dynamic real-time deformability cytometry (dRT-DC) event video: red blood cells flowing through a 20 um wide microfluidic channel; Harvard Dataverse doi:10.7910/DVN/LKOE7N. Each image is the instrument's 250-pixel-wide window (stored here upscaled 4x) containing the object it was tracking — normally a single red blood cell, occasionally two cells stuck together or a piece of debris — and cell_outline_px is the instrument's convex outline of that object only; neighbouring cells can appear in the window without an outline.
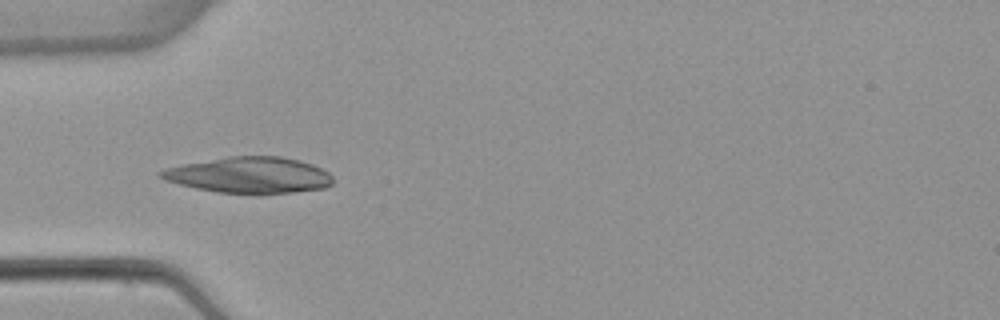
{"species": "common noctule bat (a hibernating species)", "species_latin": "Nyctalus noctula", "temperature_condition": "warm", "stored_images_in_passage": 7, "camera_frame_rate_fps": 3000, "um_per_image_px": 0.085, "animal": {"sex": "female", "body_mass_g": 22.7, "forearm_length_mm": 54.2}, "frame": {"image": 1, "passage_image": 4, "time_ms": 4.0, "image_size_px": [1000, 320], "cell_outline_px": [[332, 184], [324, 188], [292, 192], [216, 192], [196, 188], [164, 180], [156, 172], [164, 168], [184, 164], [228, 156], [280, 156], [300, 160], [312, 164], [328, 172], [332, 176]], "centroid_in_image_um": [21.17, 14.86], "position_along_channel_um": 63.8, "area_um2": 35.66}}
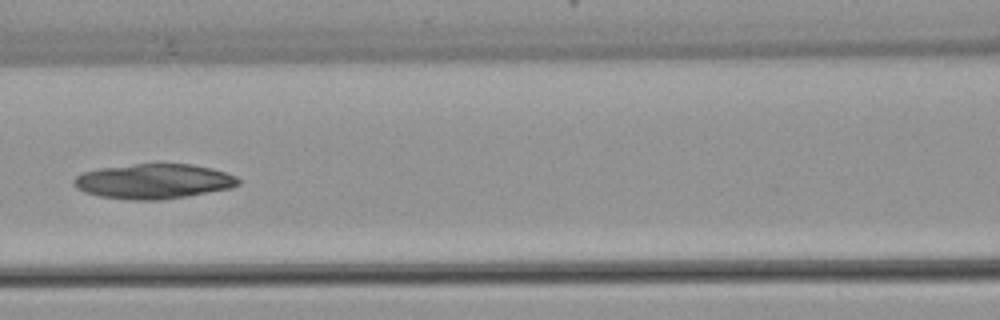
{"frame": {"image": 2, "passage_image": 6, "time_ms": 6.333, "image_size_px": [1000, 320], "cell_outline_px": [[240, 184], [232, 188], [160, 200], [128, 200], [100, 196], [84, 192], [76, 188], [72, 184], [72, 180], [76, 176], [84, 172], [100, 168], [136, 164], [192, 164], [212, 168], [236, 176], [240, 180]], "centroid_in_image_um": [13.04, 15.41], "position_along_channel_um": 153.6, "area_um2": 33.41}}
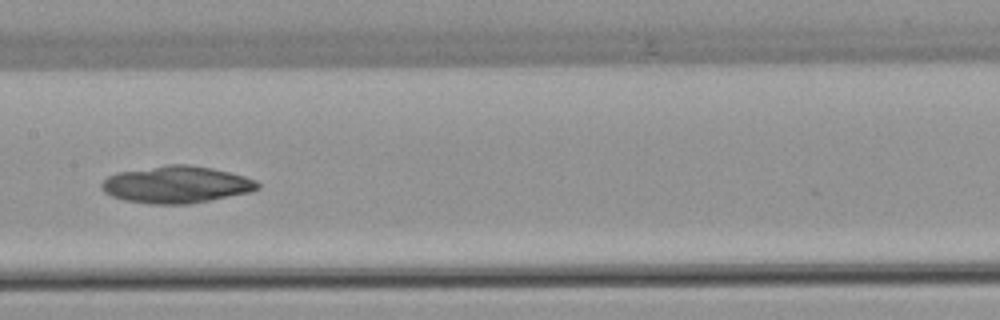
{"frame": {"image": 3, "passage_image": 7, "time_ms": 7.333, "image_size_px": [1000, 320], "cell_outline_px": [[260, 188], [248, 192], [188, 204], [148, 204], [124, 200], [112, 196], [104, 192], [100, 188], [100, 184], [108, 176], [116, 172], [168, 164], [188, 164], [212, 168], [244, 176], [256, 180], [260, 184]], "centroid_in_image_um": [14.95, 15.68], "position_along_channel_um": 192.5, "area_um2": 33.64}}